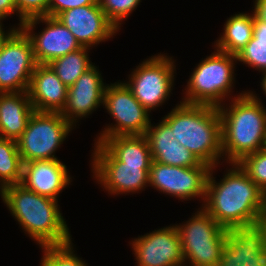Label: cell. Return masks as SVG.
<instances>
[{"mask_svg": "<svg viewBox=\"0 0 266 266\" xmlns=\"http://www.w3.org/2000/svg\"><path fill=\"white\" fill-rule=\"evenodd\" d=\"M223 165H227V168L223 172V178L219 177L220 180H216L215 174L220 166L211 167L202 207L219 225L228 230L259 223L266 212V194L238 163Z\"/></svg>", "mask_w": 266, "mask_h": 266, "instance_id": "obj_1", "label": "cell"}, {"mask_svg": "<svg viewBox=\"0 0 266 266\" xmlns=\"http://www.w3.org/2000/svg\"><path fill=\"white\" fill-rule=\"evenodd\" d=\"M0 197L19 228L37 246L73 241L58 200L39 195L21 183L4 187Z\"/></svg>", "mask_w": 266, "mask_h": 266, "instance_id": "obj_2", "label": "cell"}, {"mask_svg": "<svg viewBox=\"0 0 266 266\" xmlns=\"http://www.w3.org/2000/svg\"><path fill=\"white\" fill-rule=\"evenodd\" d=\"M252 90L218 107L222 123L223 163H238L248 154L263 149L266 105Z\"/></svg>", "mask_w": 266, "mask_h": 266, "instance_id": "obj_3", "label": "cell"}, {"mask_svg": "<svg viewBox=\"0 0 266 266\" xmlns=\"http://www.w3.org/2000/svg\"><path fill=\"white\" fill-rule=\"evenodd\" d=\"M162 118L170 125L175 139L201 163L224 167L218 107L178 101Z\"/></svg>", "mask_w": 266, "mask_h": 266, "instance_id": "obj_4", "label": "cell"}, {"mask_svg": "<svg viewBox=\"0 0 266 266\" xmlns=\"http://www.w3.org/2000/svg\"><path fill=\"white\" fill-rule=\"evenodd\" d=\"M212 47V53L202 58L192 69L180 102L219 107L247 92L241 90V93L233 94L238 64L236 55Z\"/></svg>", "mask_w": 266, "mask_h": 266, "instance_id": "obj_5", "label": "cell"}, {"mask_svg": "<svg viewBox=\"0 0 266 266\" xmlns=\"http://www.w3.org/2000/svg\"><path fill=\"white\" fill-rule=\"evenodd\" d=\"M168 53H156L131 69L123 82L135 98L150 112L158 110L170 99L175 88L177 59Z\"/></svg>", "mask_w": 266, "mask_h": 266, "instance_id": "obj_6", "label": "cell"}, {"mask_svg": "<svg viewBox=\"0 0 266 266\" xmlns=\"http://www.w3.org/2000/svg\"><path fill=\"white\" fill-rule=\"evenodd\" d=\"M196 210L188 220L175 224L185 266H219L228 229L219 225L203 207Z\"/></svg>", "mask_w": 266, "mask_h": 266, "instance_id": "obj_7", "label": "cell"}, {"mask_svg": "<svg viewBox=\"0 0 266 266\" xmlns=\"http://www.w3.org/2000/svg\"><path fill=\"white\" fill-rule=\"evenodd\" d=\"M72 131L74 127L60 112L35 111L26 129L16 141L23 163L60 159L56 152Z\"/></svg>", "mask_w": 266, "mask_h": 266, "instance_id": "obj_8", "label": "cell"}, {"mask_svg": "<svg viewBox=\"0 0 266 266\" xmlns=\"http://www.w3.org/2000/svg\"><path fill=\"white\" fill-rule=\"evenodd\" d=\"M103 108L113 122L108 123L95 135L94 142L119 135H144L152 121L151 113L135 98L131 90L121 81L107 84Z\"/></svg>", "mask_w": 266, "mask_h": 266, "instance_id": "obj_9", "label": "cell"}, {"mask_svg": "<svg viewBox=\"0 0 266 266\" xmlns=\"http://www.w3.org/2000/svg\"><path fill=\"white\" fill-rule=\"evenodd\" d=\"M92 148L89 161L91 178L109 196L140 194L148 189L151 165H126L98 142H94Z\"/></svg>", "mask_w": 266, "mask_h": 266, "instance_id": "obj_10", "label": "cell"}, {"mask_svg": "<svg viewBox=\"0 0 266 266\" xmlns=\"http://www.w3.org/2000/svg\"><path fill=\"white\" fill-rule=\"evenodd\" d=\"M36 65L30 38L10 29L0 41V93L27 91Z\"/></svg>", "mask_w": 266, "mask_h": 266, "instance_id": "obj_11", "label": "cell"}, {"mask_svg": "<svg viewBox=\"0 0 266 266\" xmlns=\"http://www.w3.org/2000/svg\"><path fill=\"white\" fill-rule=\"evenodd\" d=\"M210 169L211 167L205 163L195 167H179L152 160L148 174L149 187L159 194L175 197L184 203L196 199L202 207Z\"/></svg>", "mask_w": 266, "mask_h": 266, "instance_id": "obj_12", "label": "cell"}, {"mask_svg": "<svg viewBox=\"0 0 266 266\" xmlns=\"http://www.w3.org/2000/svg\"><path fill=\"white\" fill-rule=\"evenodd\" d=\"M39 24L45 27L35 32L38 26L40 27ZM21 29L31 40L37 64H48L82 48L74 35L57 17L45 15L25 20Z\"/></svg>", "mask_w": 266, "mask_h": 266, "instance_id": "obj_13", "label": "cell"}, {"mask_svg": "<svg viewBox=\"0 0 266 266\" xmlns=\"http://www.w3.org/2000/svg\"><path fill=\"white\" fill-rule=\"evenodd\" d=\"M135 266H185L180 236L175 224L131 238Z\"/></svg>", "mask_w": 266, "mask_h": 266, "instance_id": "obj_14", "label": "cell"}, {"mask_svg": "<svg viewBox=\"0 0 266 266\" xmlns=\"http://www.w3.org/2000/svg\"><path fill=\"white\" fill-rule=\"evenodd\" d=\"M219 266H266V232L260 222L227 230Z\"/></svg>", "mask_w": 266, "mask_h": 266, "instance_id": "obj_15", "label": "cell"}, {"mask_svg": "<svg viewBox=\"0 0 266 266\" xmlns=\"http://www.w3.org/2000/svg\"><path fill=\"white\" fill-rule=\"evenodd\" d=\"M57 19L69 29L82 47L91 49L113 39L120 32L98 2L65 10Z\"/></svg>", "mask_w": 266, "mask_h": 266, "instance_id": "obj_16", "label": "cell"}, {"mask_svg": "<svg viewBox=\"0 0 266 266\" xmlns=\"http://www.w3.org/2000/svg\"><path fill=\"white\" fill-rule=\"evenodd\" d=\"M108 83L104 81L102 71L94 64L68 88L65 107L60 114L76 129L79 122L89 118L103 107L104 92ZM78 125V126H77Z\"/></svg>", "mask_w": 266, "mask_h": 266, "instance_id": "obj_17", "label": "cell"}, {"mask_svg": "<svg viewBox=\"0 0 266 266\" xmlns=\"http://www.w3.org/2000/svg\"><path fill=\"white\" fill-rule=\"evenodd\" d=\"M69 172L60 159L27 162L23 163L21 184L39 195L60 201V194L74 179Z\"/></svg>", "mask_w": 266, "mask_h": 266, "instance_id": "obj_18", "label": "cell"}, {"mask_svg": "<svg viewBox=\"0 0 266 266\" xmlns=\"http://www.w3.org/2000/svg\"><path fill=\"white\" fill-rule=\"evenodd\" d=\"M158 121L156 124L150 122L145 134L152 160L170 166H200L202 163L196 156L175 139L170 125L163 118Z\"/></svg>", "mask_w": 266, "mask_h": 266, "instance_id": "obj_19", "label": "cell"}, {"mask_svg": "<svg viewBox=\"0 0 266 266\" xmlns=\"http://www.w3.org/2000/svg\"><path fill=\"white\" fill-rule=\"evenodd\" d=\"M27 92L35 111L61 112L66 104L68 87L48 64H37Z\"/></svg>", "mask_w": 266, "mask_h": 266, "instance_id": "obj_20", "label": "cell"}, {"mask_svg": "<svg viewBox=\"0 0 266 266\" xmlns=\"http://www.w3.org/2000/svg\"><path fill=\"white\" fill-rule=\"evenodd\" d=\"M34 112L27 91L0 93V137L17 141Z\"/></svg>", "mask_w": 266, "mask_h": 266, "instance_id": "obj_21", "label": "cell"}, {"mask_svg": "<svg viewBox=\"0 0 266 266\" xmlns=\"http://www.w3.org/2000/svg\"><path fill=\"white\" fill-rule=\"evenodd\" d=\"M222 29L223 32L212 42V46L222 52L237 55L253 37V10L250 13H233L227 17Z\"/></svg>", "mask_w": 266, "mask_h": 266, "instance_id": "obj_22", "label": "cell"}, {"mask_svg": "<svg viewBox=\"0 0 266 266\" xmlns=\"http://www.w3.org/2000/svg\"><path fill=\"white\" fill-rule=\"evenodd\" d=\"M101 144L126 165H151L150 145L145 134L108 137Z\"/></svg>", "mask_w": 266, "mask_h": 266, "instance_id": "obj_23", "label": "cell"}, {"mask_svg": "<svg viewBox=\"0 0 266 266\" xmlns=\"http://www.w3.org/2000/svg\"><path fill=\"white\" fill-rule=\"evenodd\" d=\"M252 39L236 55L237 62L259 73L266 71V22L253 11Z\"/></svg>", "mask_w": 266, "mask_h": 266, "instance_id": "obj_24", "label": "cell"}, {"mask_svg": "<svg viewBox=\"0 0 266 266\" xmlns=\"http://www.w3.org/2000/svg\"><path fill=\"white\" fill-rule=\"evenodd\" d=\"M90 50L91 48L82 47L51 61L48 65L57 74L62 83L69 88L95 64L90 60Z\"/></svg>", "mask_w": 266, "mask_h": 266, "instance_id": "obj_25", "label": "cell"}, {"mask_svg": "<svg viewBox=\"0 0 266 266\" xmlns=\"http://www.w3.org/2000/svg\"><path fill=\"white\" fill-rule=\"evenodd\" d=\"M23 161L18 152L17 142L0 137V191L22 182Z\"/></svg>", "mask_w": 266, "mask_h": 266, "instance_id": "obj_26", "label": "cell"}, {"mask_svg": "<svg viewBox=\"0 0 266 266\" xmlns=\"http://www.w3.org/2000/svg\"><path fill=\"white\" fill-rule=\"evenodd\" d=\"M73 242L65 245L41 246V266H89L78 256Z\"/></svg>", "mask_w": 266, "mask_h": 266, "instance_id": "obj_27", "label": "cell"}, {"mask_svg": "<svg viewBox=\"0 0 266 266\" xmlns=\"http://www.w3.org/2000/svg\"><path fill=\"white\" fill-rule=\"evenodd\" d=\"M107 18L120 31L142 0H97ZM127 18V19H126ZM122 26V27H121Z\"/></svg>", "mask_w": 266, "mask_h": 266, "instance_id": "obj_28", "label": "cell"}, {"mask_svg": "<svg viewBox=\"0 0 266 266\" xmlns=\"http://www.w3.org/2000/svg\"><path fill=\"white\" fill-rule=\"evenodd\" d=\"M238 164L248 177L266 194V152L258 150L242 158Z\"/></svg>", "mask_w": 266, "mask_h": 266, "instance_id": "obj_29", "label": "cell"}, {"mask_svg": "<svg viewBox=\"0 0 266 266\" xmlns=\"http://www.w3.org/2000/svg\"><path fill=\"white\" fill-rule=\"evenodd\" d=\"M18 15L25 21L34 17L48 16L49 0H14Z\"/></svg>", "mask_w": 266, "mask_h": 266, "instance_id": "obj_30", "label": "cell"}, {"mask_svg": "<svg viewBox=\"0 0 266 266\" xmlns=\"http://www.w3.org/2000/svg\"><path fill=\"white\" fill-rule=\"evenodd\" d=\"M97 0H49L48 4V16L57 17L61 12L65 10L83 7L87 5H93Z\"/></svg>", "mask_w": 266, "mask_h": 266, "instance_id": "obj_31", "label": "cell"}, {"mask_svg": "<svg viewBox=\"0 0 266 266\" xmlns=\"http://www.w3.org/2000/svg\"><path fill=\"white\" fill-rule=\"evenodd\" d=\"M14 14L18 17L19 22L15 25H8V27L10 29H20L24 20L18 15L14 0H0V25H5L3 24L4 20H8V17L11 18Z\"/></svg>", "mask_w": 266, "mask_h": 266, "instance_id": "obj_32", "label": "cell"}, {"mask_svg": "<svg viewBox=\"0 0 266 266\" xmlns=\"http://www.w3.org/2000/svg\"><path fill=\"white\" fill-rule=\"evenodd\" d=\"M252 10L261 20L266 22V0H253Z\"/></svg>", "mask_w": 266, "mask_h": 266, "instance_id": "obj_33", "label": "cell"}, {"mask_svg": "<svg viewBox=\"0 0 266 266\" xmlns=\"http://www.w3.org/2000/svg\"><path fill=\"white\" fill-rule=\"evenodd\" d=\"M262 75H261V82L259 81V83H260V91H262L261 93H263L265 96H266V71L265 72H262L261 73Z\"/></svg>", "mask_w": 266, "mask_h": 266, "instance_id": "obj_34", "label": "cell"}, {"mask_svg": "<svg viewBox=\"0 0 266 266\" xmlns=\"http://www.w3.org/2000/svg\"><path fill=\"white\" fill-rule=\"evenodd\" d=\"M5 28H7V26L5 27L4 25H0V41L3 38V36L10 30V28H7L6 30Z\"/></svg>", "mask_w": 266, "mask_h": 266, "instance_id": "obj_35", "label": "cell"}, {"mask_svg": "<svg viewBox=\"0 0 266 266\" xmlns=\"http://www.w3.org/2000/svg\"><path fill=\"white\" fill-rule=\"evenodd\" d=\"M260 223L263 226L265 232H266V212L263 214V216L260 219Z\"/></svg>", "mask_w": 266, "mask_h": 266, "instance_id": "obj_36", "label": "cell"}, {"mask_svg": "<svg viewBox=\"0 0 266 266\" xmlns=\"http://www.w3.org/2000/svg\"><path fill=\"white\" fill-rule=\"evenodd\" d=\"M265 152H266V137H265V140H264V145H263V149Z\"/></svg>", "mask_w": 266, "mask_h": 266, "instance_id": "obj_37", "label": "cell"}]
</instances>
